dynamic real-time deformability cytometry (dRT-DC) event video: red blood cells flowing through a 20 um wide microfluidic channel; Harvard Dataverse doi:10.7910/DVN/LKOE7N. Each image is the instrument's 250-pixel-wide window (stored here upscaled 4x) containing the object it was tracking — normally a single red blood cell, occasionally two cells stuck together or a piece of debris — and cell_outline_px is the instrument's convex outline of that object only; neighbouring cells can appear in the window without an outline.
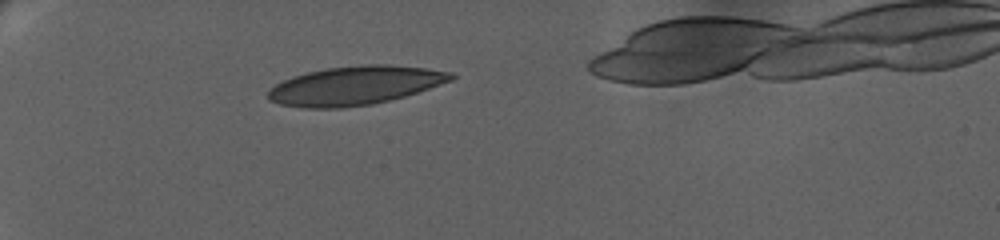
{"species": "human", "species_latin": "Homo sapiens", "temperature_condition": "warm", "stored_images_in_passage": 4, "camera_frame_rate_fps": 3000, "um_per_image_px": 0.085, "donor": {"sex": "female"}, "frame": {"image": 1, "passage_image": 1, "time_ms": 0.0, "image_size_px": [1000, 240], "cell_outline_px": [[456, 76], [452, 80], [404, 96], [372, 104], [340, 108], [304, 108], [280, 104], [268, 100], [268, 92], [276, 84], [292, 76], [308, 72], [328, 68], [368, 64], [384, 64], [424, 68], [452, 72]], "centroid_in_image_um": [30.16, 7.27], "position_along_channel_um": 54.8, "area_um2": 40.86}}